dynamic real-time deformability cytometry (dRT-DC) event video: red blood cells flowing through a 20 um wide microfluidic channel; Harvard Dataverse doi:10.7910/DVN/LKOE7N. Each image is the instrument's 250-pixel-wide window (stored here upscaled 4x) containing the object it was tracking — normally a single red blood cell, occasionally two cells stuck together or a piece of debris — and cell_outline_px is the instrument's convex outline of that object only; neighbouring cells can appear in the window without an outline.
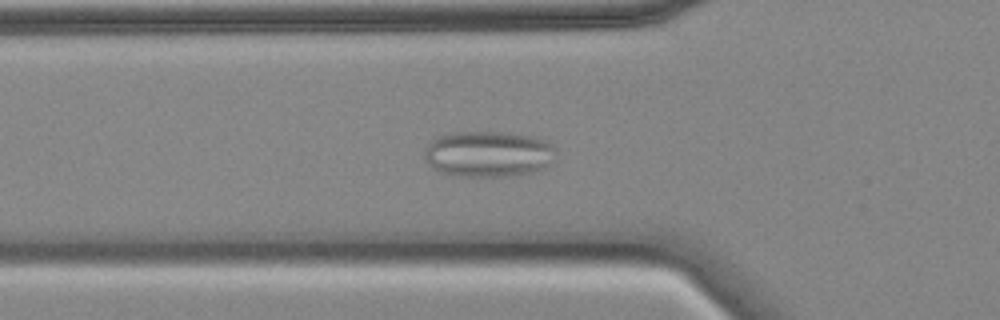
{"species": "common noctule bat (a hibernating species)", "species_latin": "Nyctalus noctula", "temperature_condition": "cold", "stored_images_in_passage": 50, "camera_frame_rate_fps": 3000, "um_per_image_px": 0.085, "animal": {"sex": "female", "body_mass_g": 18.4}, "frame": {"image": 1, "passage_image": 12, "time_ms": 3.667, "image_size_px": [1000, 320], "cell_outline_px": [[556, 148], [552, 160], [544, 168], [532, 172], [516, 176], [452, 176], [440, 172], [432, 168], [428, 164], [424, 156], [424, 152], [428, 144], [432, 140], [448, 132], [504, 132], [532, 136], [544, 140], [552, 144]], "centroid_in_image_um": [41.49, 13.09], "position_along_channel_um": 84.3, "area_um2": 35.49}}
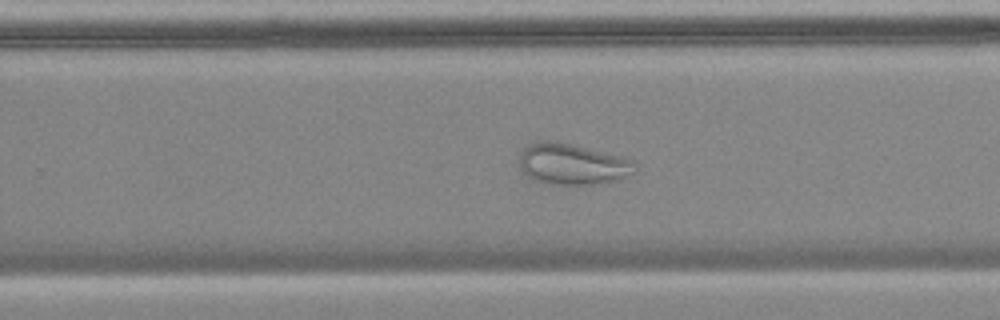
{"frame": {"image": 2, "passage_image": 29, "time_ms": 9.333, "image_size_px": [1000, 320], "cell_outline_px": [[636, 172], [616, 180], [592, 184], [556, 184], [536, 180], [528, 176], [520, 168], [520, 156], [524, 148], [532, 144], [544, 140], [568, 144], [620, 156], [636, 160]], "centroid_in_image_um": [48.7, 13.96], "position_along_channel_um": 281.1, "area_um2": 26.99}}
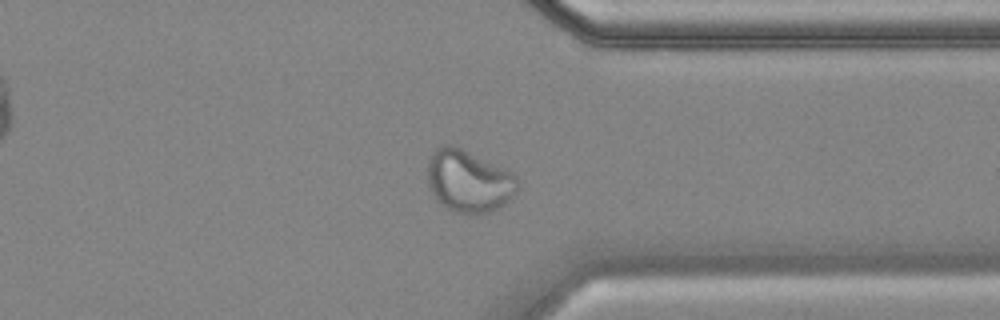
{"frame": {"image": 3, "passage_image": 37, "time_ms": 12.0, "image_size_px": [1000, 320], "cell_outline_px": [[520, 188], [504, 204], [488, 212], [468, 216], [456, 212], [448, 208], [436, 200], [428, 184], [428, 160], [432, 152], [436, 148], [444, 144], [452, 144], [504, 168], [512, 172], [516, 176], [520, 184]], "centroid_in_image_um": [39.84, 15.4], "position_along_channel_um": 371.6, "area_um2": 32.83}}